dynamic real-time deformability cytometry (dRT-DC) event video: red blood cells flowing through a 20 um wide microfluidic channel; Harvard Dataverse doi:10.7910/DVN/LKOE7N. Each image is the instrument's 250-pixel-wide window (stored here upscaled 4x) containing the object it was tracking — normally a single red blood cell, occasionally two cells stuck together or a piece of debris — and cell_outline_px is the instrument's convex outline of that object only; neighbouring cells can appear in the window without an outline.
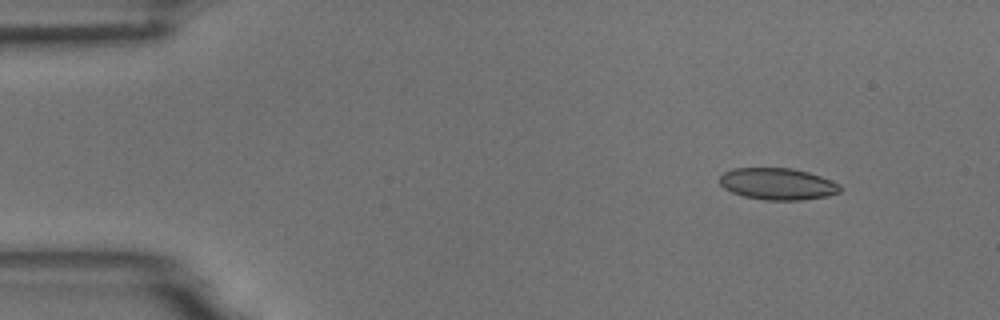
{"species": "common noctule bat (a hibernating species)", "species_latin": "Nyctalus noctula", "temperature_condition": "room temperature", "stored_images_in_passage": 5, "camera_frame_rate_fps": 3000, "um_per_image_px": 0.085, "animal": {"sex": "male", "body_mass_g": 18.8}, "frame": {"image": 1, "passage_image": 2, "time_ms": 0.333, "image_size_px": [1000, 320], "cell_outline_px": [[840, 192], [828, 196], [800, 200], [764, 200], [744, 196], [732, 192], [724, 188], [720, 184], [720, 176], [724, 172], [732, 168], [792, 168], [808, 172], [820, 176], [840, 184]], "centroid_in_image_um": [66.09, 15.63], "position_along_channel_um": 18.9, "area_um2": 22.25}}
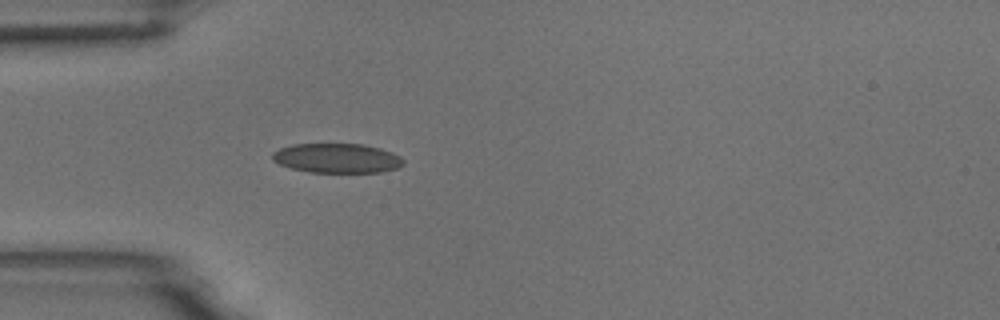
{"frame": {"image": 2, "passage_image": 5, "time_ms": 1.333, "image_size_px": [1000, 320], "cell_outline_px": [[404, 164], [396, 168], [380, 172], [308, 172], [292, 168], [280, 164], [272, 160], [272, 152], [280, 148], [292, 144], [364, 144], [380, 148], [392, 152], [400, 156], [404, 160]], "centroid_in_image_um": [28.64, 13.44], "position_along_channel_um": 56.4, "area_um2": 22.54}}